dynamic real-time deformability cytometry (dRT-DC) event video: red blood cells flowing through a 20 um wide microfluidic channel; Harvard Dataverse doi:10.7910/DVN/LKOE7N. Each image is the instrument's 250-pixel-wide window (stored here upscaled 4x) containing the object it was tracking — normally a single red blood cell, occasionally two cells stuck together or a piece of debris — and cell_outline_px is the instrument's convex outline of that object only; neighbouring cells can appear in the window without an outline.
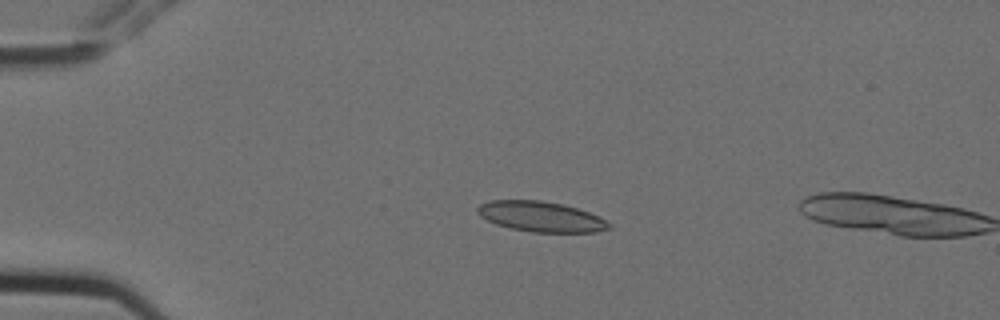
{"species": "Egyptian fruit bat (a non-hibernating species)", "species_latin": "Rousettus aegyptiacus", "temperature_condition": "cold", "stored_images_in_passage": 5, "camera_frame_rate_fps": 3000, "um_per_image_px": 0.085, "animal": {"sex": "female"}, "frame": {"image": 1, "passage_image": 4, "time_ms": 1.0, "image_size_px": [1000, 320], "cell_outline_px": [[612, 228], [596, 232], [532, 232], [512, 228], [496, 224], [480, 216], [476, 212], [476, 208], [480, 204], [488, 200], [540, 200], [564, 204], [588, 212], [612, 224]], "centroid_in_image_um": [45.96, 18.4], "position_along_channel_um": 39.0, "area_um2": 23.18}}